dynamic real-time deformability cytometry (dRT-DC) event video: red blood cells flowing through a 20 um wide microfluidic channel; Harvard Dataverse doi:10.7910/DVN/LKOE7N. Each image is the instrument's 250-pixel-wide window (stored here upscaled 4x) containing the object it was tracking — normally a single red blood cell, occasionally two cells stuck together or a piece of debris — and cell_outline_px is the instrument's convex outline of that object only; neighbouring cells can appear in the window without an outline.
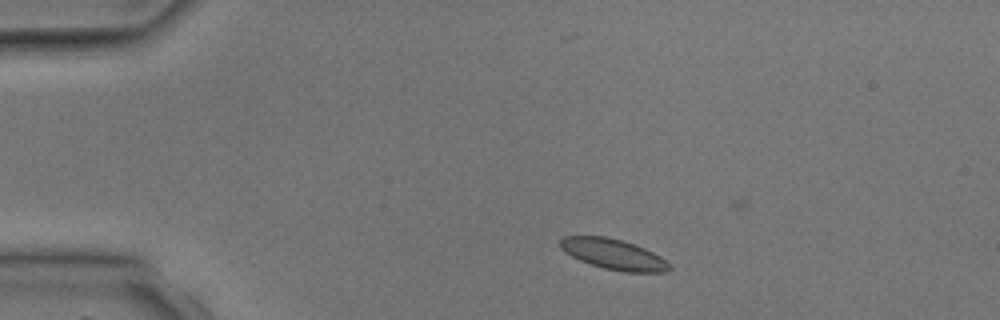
{"species": "common noctule bat (a hibernating species)", "species_latin": "Nyctalus noctula", "temperature_condition": "room temperature", "stored_images_in_passage": 3, "camera_frame_rate_fps": 3000, "um_per_image_px": 0.085, "animal": {"sex": "male", "body_mass_g": 17.9, "forearm_length_mm": 54.2}, "frame": {"image": 1, "passage_image": 1, "time_ms": 0.0, "image_size_px": [1000, 320], "cell_outline_px": [[672, 268], [668, 272], [624, 272], [604, 268], [580, 260], [564, 252], [560, 248], [560, 240], [564, 236], [604, 236], [620, 240], [644, 248], [660, 256]], "centroid_in_image_um": [52.13, 21.61], "position_along_channel_um": 32.9, "area_um2": 19.13}}